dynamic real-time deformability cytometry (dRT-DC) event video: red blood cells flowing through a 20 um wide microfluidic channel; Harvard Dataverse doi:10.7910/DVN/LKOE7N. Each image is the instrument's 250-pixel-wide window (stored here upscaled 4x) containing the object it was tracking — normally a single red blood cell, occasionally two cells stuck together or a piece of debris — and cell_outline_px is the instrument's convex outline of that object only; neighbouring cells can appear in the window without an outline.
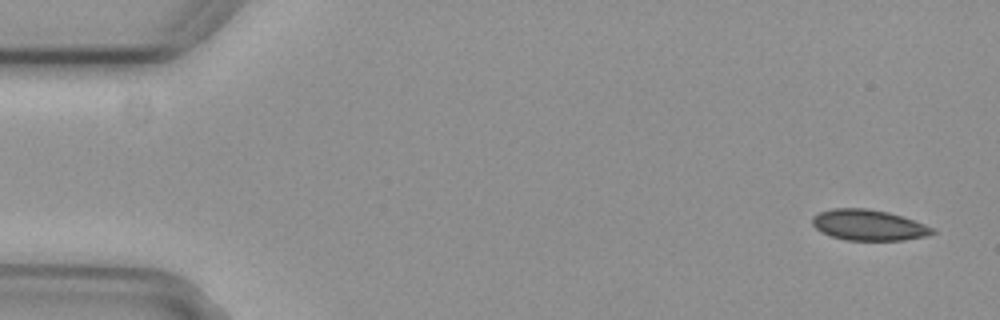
{"species": "common noctule bat (a hibernating species)", "species_latin": "Nyctalus noctula", "temperature_condition": "cold", "stored_images_in_passage": 4, "camera_frame_rate_fps": 3000, "um_per_image_px": 0.085, "animal": {"sex": "female", "body_mass_g": 29.2, "forearm_length_mm": 56.3}, "frame": {"image": 1, "passage_image": 1, "time_ms": 0.0, "image_size_px": [1000, 320], "cell_outline_px": [[936, 232], [928, 236], [904, 240], [844, 240], [820, 232], [812, 224], [812, 216], [820, 212], [832, 208], [864, 208], [888, 212], [936, 228]], "centroid_in_image_um": [73.83, 19.14], "position_along_channel_um": 11.2, "area_um2": 21.56}}